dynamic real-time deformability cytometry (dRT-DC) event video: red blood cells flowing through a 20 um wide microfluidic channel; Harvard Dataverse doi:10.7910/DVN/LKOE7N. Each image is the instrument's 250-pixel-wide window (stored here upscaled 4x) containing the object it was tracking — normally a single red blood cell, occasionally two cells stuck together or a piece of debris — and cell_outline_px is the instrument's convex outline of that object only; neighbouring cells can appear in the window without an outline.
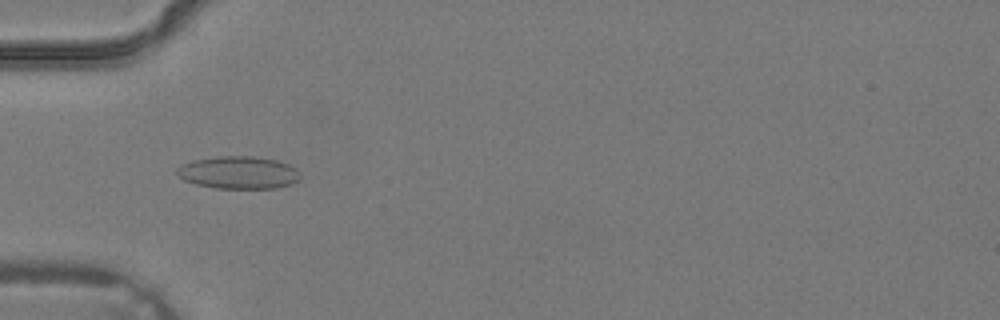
{"species": "common noctule bat (a hibernating species)", "species_latin": "Nyctalus noctula", "temperature_condition": "warm", "stored_images_in_passage": 2, "camera_frame_rate_fps": 3000, "um_per_image_px": 0.085, "animal": {"sex": "male", "body_mass_g": 19.2, "forearm_length_mm": 51.8}, "frame": {"image": 1, "passage_image": 1, "time_ms": 0.0, "image_size_px": [1000, 320], "cell_outline_px": [[300, 180], [292, 184], [276, 188], [216, 188], [196, 184], [184, 180], [176, 172], [176, 168], [180, 164], [192, 160], [216, 156], [252, 156], [276, 160], [288, 164], [296, 168], [300, 176]], "centroid_in_image_um": [20.26, 14.66], "position_along_channel_um": 64.7, "area_um2": 23.52}}
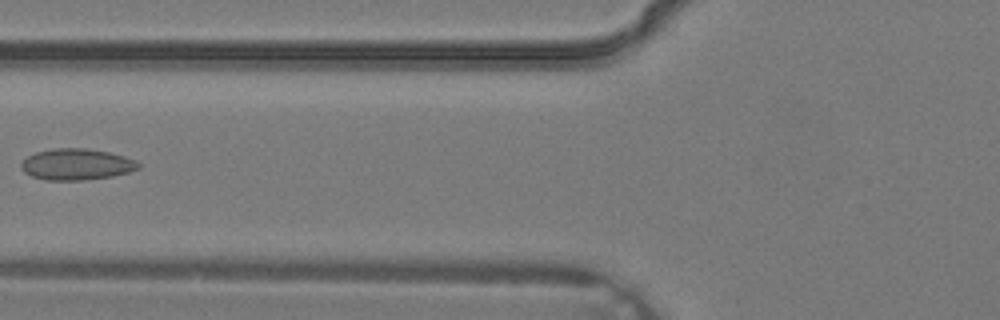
{"frame": {"image": 2, "passage_image": 2, "time_ms": 0.333, "image_size_px": [1000, 320], "cell_outline_px": [[140, 168], [128, 172], [112, 176], [84, 180], [44, 180], [32, 176], [24, 172], [20, 168], [20, 164], [28, 156], [36, 152], [52, 148], [84, 148], [108, 152], [124, 156], [136, 160], [140, 164]], "centroid_in_image_um": [6.49, 13.97], "position_along_channel_um": 119.3, "area_um2": 21.39}}